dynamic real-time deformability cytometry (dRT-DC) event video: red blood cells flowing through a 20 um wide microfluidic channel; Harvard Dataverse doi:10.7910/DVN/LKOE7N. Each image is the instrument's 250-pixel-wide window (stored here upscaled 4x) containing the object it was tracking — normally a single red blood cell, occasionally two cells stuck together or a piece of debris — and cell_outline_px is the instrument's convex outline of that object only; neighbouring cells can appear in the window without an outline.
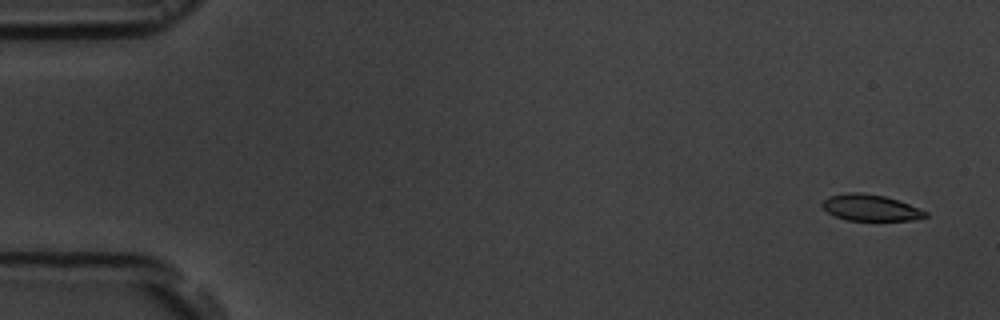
{"species": "common noctule bat (a hibernating species)", "species_latin": "Nyctalus noctula", "temperature_condition": "room temperature", "stored_images_in_passage": 5, "camera_frame_rate_fps": 3000, "um_per_image_px": 0.085, "animal": {"sex": "male", "body_mass_g": 19.5, "forearm_length_mm": 54.6}, "frame": {"image": 1, "passage_image": 1, "time_ms": 0.0, "image_size_px": [1000, 320], "cell_outline_px": [[928, 216], [912, 220], [848, 220], [836, 216], [828, 212], [820, 204], [828, 196], [848, 192], [864, 192], [884, 196], [908, 204], [928, 212]], "centroid_in_image_um": [73.97, 17.64], "position_along_channel_um": 11.0, "area_um2": 15.66}}